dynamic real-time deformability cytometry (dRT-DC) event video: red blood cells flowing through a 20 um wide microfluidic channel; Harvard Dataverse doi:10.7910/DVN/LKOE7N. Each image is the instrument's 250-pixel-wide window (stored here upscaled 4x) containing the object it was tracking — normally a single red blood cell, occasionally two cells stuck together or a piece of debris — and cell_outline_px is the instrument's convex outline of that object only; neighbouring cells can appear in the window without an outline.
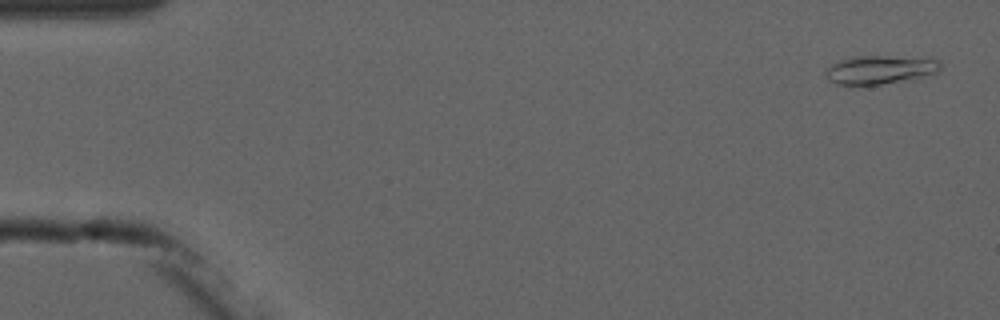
{"species": "common noctule bat (a hibernating species)", "species_latin": "Nyctalus noctula", "temperature_condition": "cold", "stored_images_in_passage": 6, "camera_frame_rate_fps": 3000, "um_per_image_px": 0.085, "animal": {"sex": "male", "forearm_length_mm": 52.5}, "frame": {"image": 1, "passage_image": 1, "time_ms": 0.0, "image_size_px": [1000, 320], "cell_outline_px": [[940, 72], [880, 84], [836, 84], [828, 80], [824, 72], [824, 68], [840, 60], [856, 56], [888, 56], [940, 60]], "centroid_in_image_um": [74.72, 5.91], "position_along_channel_um": 10.3, "area_um2": 18.61}}
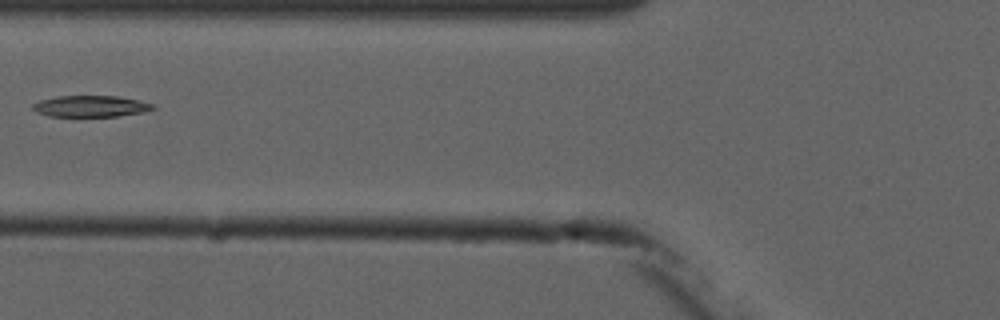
{"frame": {"image": 2, "passage_image": 5, "time_ms": 6.333, "image_size_px": [1000, 320], "cell_outline_px": [[156, 108], [144, 112], [120, 116], [48, 116], [36, 112], [32, 108], [32, 104], [40, 100], [56, 96], [116, 96], [140, 100], [156, 104]], "centroid_in_image_um": [7.74, 9.03], "position_along_channel_um": 118.1, "area_um2": 15.09}}
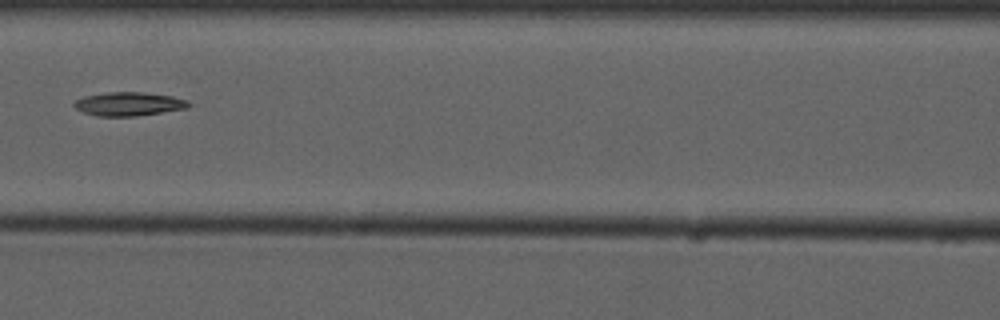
{"frame": {"image": 3, "passage_image": 6, "time_ms": 7.333, "image_size_px": [1000, 320], "cell_outline_px": [[192, 104], [188, 108], [136, 116], [96, 116], [84, 112], [76, 108], [72, 104], [76, 100], [84, 96], [108, 92], [140, 92], [172, 96], [188, 100]], "centroid_in_image_um": [10.96, 8.83], "position_along_channel_um": 155.6, "area_um2": 15.78}}